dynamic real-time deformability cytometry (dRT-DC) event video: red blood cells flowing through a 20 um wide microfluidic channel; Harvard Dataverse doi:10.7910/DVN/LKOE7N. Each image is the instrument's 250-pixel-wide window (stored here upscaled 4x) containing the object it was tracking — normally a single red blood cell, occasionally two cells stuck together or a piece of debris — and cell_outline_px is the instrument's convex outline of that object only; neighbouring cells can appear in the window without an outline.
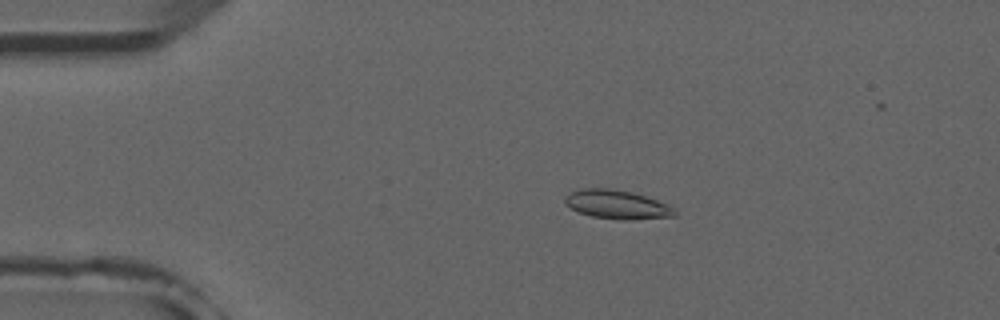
{"species": "common noctule bat (a hibernating species)", "species_latin": "Nyctalus noctula", "temperature_condition": "room temperature", "stored_images_in_passage": 4, "camera_frame_rate_fps": 3000, "um_per_image_px": 0.085, "animal": {"sex": "male", "forearm_length_mm": 52.5}, "frame": {"image": 1, "passage_image": 3, "time_ms": 3.0, "image_size_px": [1000, 320], "cell_outline_px": [[676, 216], [632, 220], [620, 220], [592, 216], [580, 212], [564, 204], [564, 196], [572, 192], [584, 188], [608, 188], [632, 192], [668, 204], [676, 212]], "centroid_in_image_um": [52.44, 17.39], "position_along_channel_um": 32.6, "area_um2": 18.32}}